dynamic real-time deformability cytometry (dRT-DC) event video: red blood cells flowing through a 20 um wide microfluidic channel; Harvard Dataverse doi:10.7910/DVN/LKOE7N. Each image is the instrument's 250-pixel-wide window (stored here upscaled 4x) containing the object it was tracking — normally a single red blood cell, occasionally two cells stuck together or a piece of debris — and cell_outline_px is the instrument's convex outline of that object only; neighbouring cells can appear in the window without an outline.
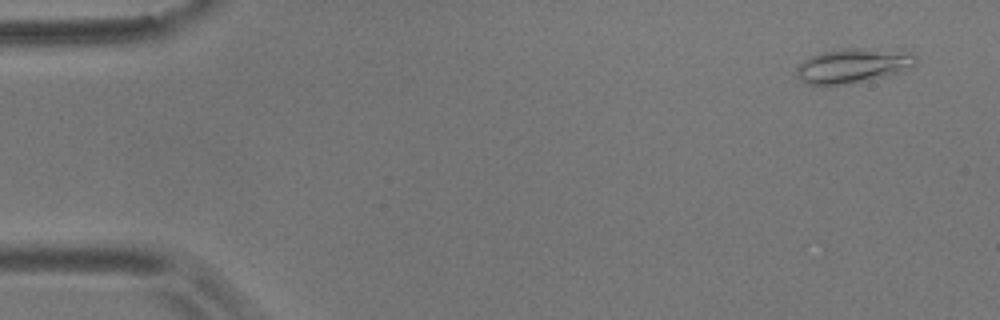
{"species": "common noctule bat (a hibernating species)", "species_latin": "Nyctalus noctula", "temperature_condition": "room temperature", "stored_images_in_passage": 56, "camera_frame_rate_fps": 3000, "um_per_image_px": 0.085, "animal": {"sex": "male", "body_mass_g": 17.9}, "frame": {"image": 1, "passage_image": 3, "time_ms": 0.667, "image_size_px": [1000, 320], "cell_outline_px": [[916, 60], [912, 64], [900, 72], [888, 76], [844, 84], [808, 84], [796, 72], [796, 68], [804, 60], [812, 56], [824, 52], [844, 48], [856, 48], [912, 52], [916, 56]], "centroid_in_image_um": [72.52, 5.57], "position_along_channel_um": 12.5, "area_um2": 23.24}}
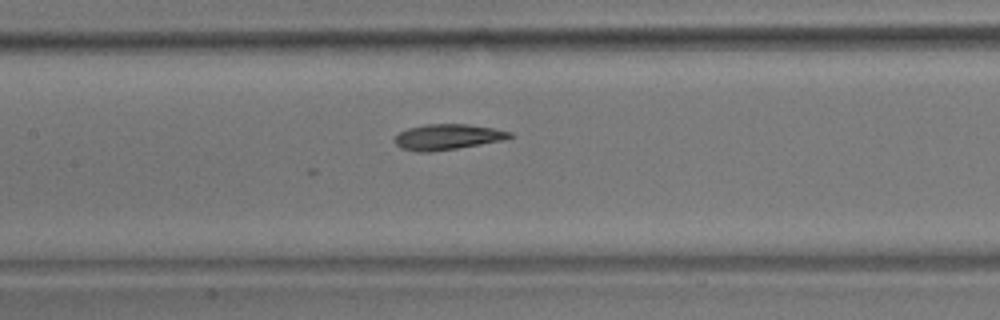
{"frame": {"image": 2, "passage_image": 26, "time_ms": 8.333, "image_size_px": [1000, 320], "cell_outline_px": [[516, 136], [508, 140], [432, 152], [416, 152], [400, 148], [392, 140], [400, 132], [408, 128], [424, 124], [468, 124], [492, 128], [512, 132]], "centroid_in_image_um": [38.08, 11.65], "position_along_channel_um": 169.3, "area_um2": 17.51}}
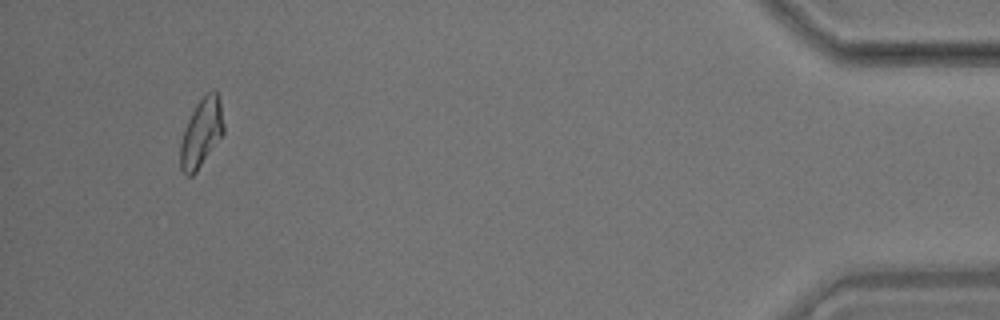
{"frame": {"image": 3, "passage_image": 53, "time_ms": 17.333, "image_size_px": [1000, 320], "cell_outline_px": [[224, 132], [196, 172], [192, 176], [184, 176], [180, 168], [180, 140], [184, 128], [196, 104], [212, 88], [216, 88], [220, 104], [224, 124]], "centroid_in_image_um": [17.09, 11.3], "position_along_channel_um": 418.1, "area_um2": 17.28}}